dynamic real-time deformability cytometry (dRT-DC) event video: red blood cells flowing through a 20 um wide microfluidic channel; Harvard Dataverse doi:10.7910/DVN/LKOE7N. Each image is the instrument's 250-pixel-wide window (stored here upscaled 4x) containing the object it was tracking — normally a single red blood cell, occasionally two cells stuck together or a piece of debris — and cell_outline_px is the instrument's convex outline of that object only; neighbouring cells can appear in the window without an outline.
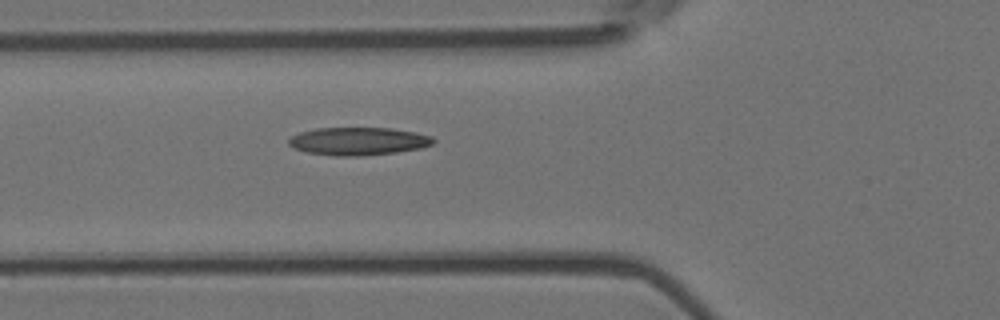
{"species": "Egyptian fruit bat (a non-hibernating species)", "species_latin": "Rousettus aegyptiacus", "temperature_condition": "room temperature", "stored_images_in_passage": 5, "camera_frame_rate_fps": 3000, "um_per_image_px": 0.085, "animal": {"sex": "female"}, "frame": {"image": 1, "passage_image": 5, "time_ms": 1.333, "image_size_px": [1000, 320], "cell_outline_px": [[436, 140], [432, 144], [420, 148], [396, 152], [364, 156], [332, 156], [308, 152], [296, 148], [288, 144], [288, 140], [292, 136], [300, 132], [316, 128], [392, 128], [416, 132], [432, 136]], "centroid_in_image_um": [30.48, 12.0], "position_along_channel_um": 95.3, "area_um2": 23.52}}